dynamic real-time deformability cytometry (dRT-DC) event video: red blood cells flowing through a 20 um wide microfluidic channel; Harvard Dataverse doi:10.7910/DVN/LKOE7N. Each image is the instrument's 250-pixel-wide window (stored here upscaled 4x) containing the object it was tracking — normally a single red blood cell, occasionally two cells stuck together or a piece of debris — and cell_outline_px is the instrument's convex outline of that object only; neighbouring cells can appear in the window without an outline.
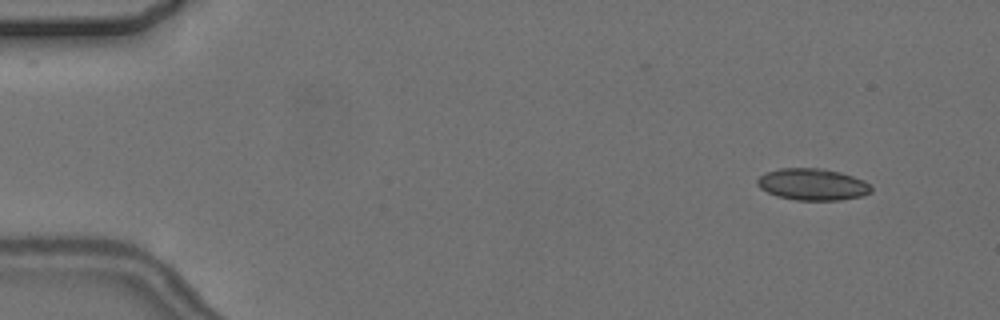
{"species": "common noctule bat (a hibernating species)", "species_latin": "Nyctalus noctula", "temperature_condition": "cold", "stored_images_in_passage": 5, "camera_frame_rate_fps": 3000, "um_per_image_px": 0.085, "animal": {"sex": "female", "body_mass_g": 24.6, "forearm_length_mm": 56.2}, "frame": {"image": 1, "passage_image": 1, "time_ms": 0.0, "image_size_px": [1000, 320], "cell_outline_px": [[872, 192], [864, 196], [840, 200], [796, 200], [776, 196], [760, 188], [756, 184], [756, 180], [764, 172], [780, 168], [820, 168], [840, 172], [864, 180], [872, 188]], "centroid_in_image_um": [69.06, 15.67], "position_along_channel_um": 15.9, "area_um2": 21.21}}
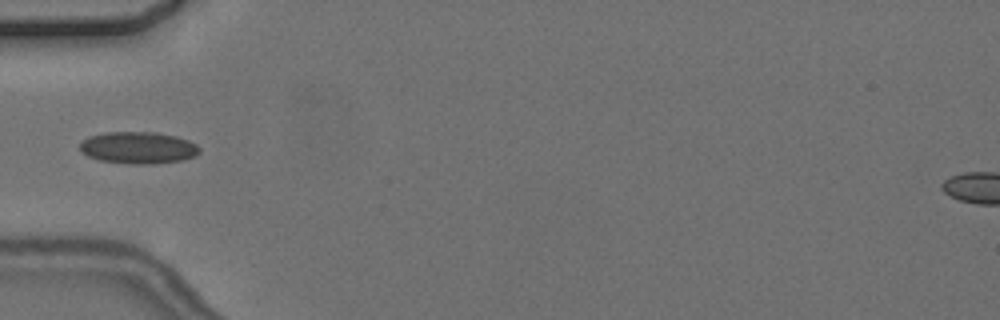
{"frame": {"image": 2, "passage_image": 5, "time_ms": 4.667, "image_size_px": [1000, 320], "cell_outline_px": [[200, 152], [196, 156], [184, 160], [152, 164], [128, 164], [100, 160], [88, 156], [80, 152], [80, 144], [88, 136], [108, 132], [156, 132], [176, 136], [188, 140], [196, 144], [200, 148]], "centroid_in_image_um": [11.77, 12.56], "position_along_channel_um": 73.2, "area_um2": 22.43}}